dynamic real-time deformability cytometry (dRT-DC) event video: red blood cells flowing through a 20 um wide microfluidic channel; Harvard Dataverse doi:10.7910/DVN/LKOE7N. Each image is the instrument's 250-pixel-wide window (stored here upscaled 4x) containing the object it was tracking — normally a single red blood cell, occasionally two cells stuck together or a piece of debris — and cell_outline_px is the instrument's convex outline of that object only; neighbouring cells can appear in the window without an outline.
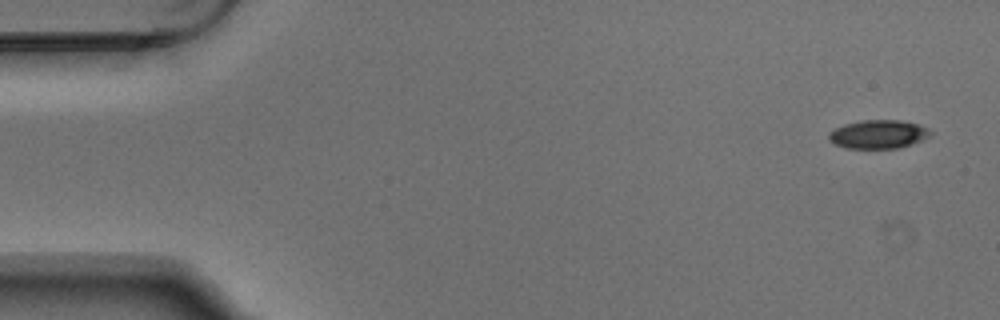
{"species": "Egyptian fruit bat (a non-hibernating species)", "species_latin": "Rousettus aegyptiacus", "temperature_condition": "warm", "stored_images_in_passage": 5, "camera_frame_rate_fps": 3000, "um_per_image_px": 0.085, "animal": {"sex": "male"}, "frame": {"image": 1, "passage_image": 1, "time_ms": 0.0, "image_size_px": [1000, 320], "cell_outline_px": [[932, 132], [928, 136], [920, 140], [896, 148], [844, 148], [828, 140], [828, 132], [844, 124], [860, 120], [900, 120], [920, 124], [928, 128]], "centroid_in_image_um": [74.61, 11.39], "position_along_channel_um": 10.4, "area_um2": 16.82}}
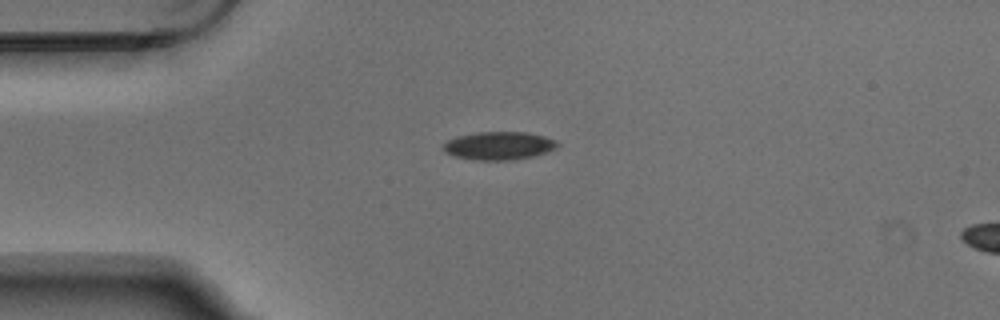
{"frame": {"image": 2, "passage_image": 4, "time_ms": 1.0, "image_size_px": [1000, 320], "cell_outline_px": [[560, 144], [556, 148], [536, 156], [508, 160], [476, 160], [456, 156], [444, 152], [440, 148], [448, 140], [456, 136], [476, 132], [528, 132], [544, 136], [556, 140]], "centroid_in_image_um": [42.41, 12.38], "position_along_channel_um": 42.6, "area_um2": 18.84}}